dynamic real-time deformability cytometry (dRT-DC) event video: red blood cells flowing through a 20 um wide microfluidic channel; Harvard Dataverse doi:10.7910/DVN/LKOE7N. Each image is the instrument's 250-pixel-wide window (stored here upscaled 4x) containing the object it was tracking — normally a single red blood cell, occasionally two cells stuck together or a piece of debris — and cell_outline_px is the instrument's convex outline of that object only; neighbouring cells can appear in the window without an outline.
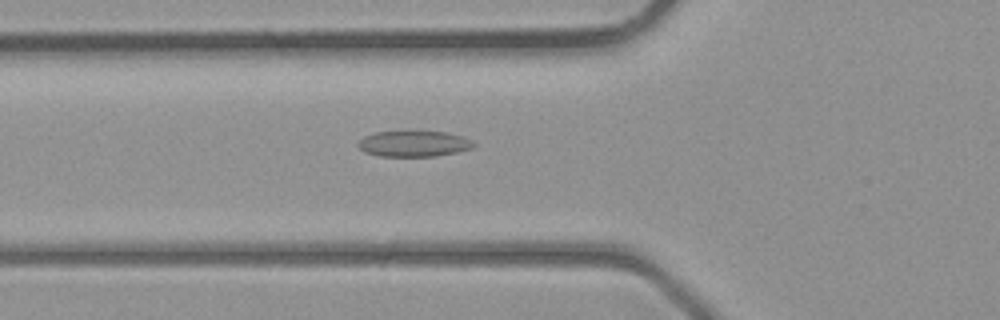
{"species": "common noctule bat (a hibernating species)", "species_latin": "Nyctalus noctula", "temperature_condition": "room temperature", "stored_images_in_passage": 30, "camera_frame_rate_fps": 3000, "um_per_image_px": 0.085, "animal": {"sex": "male", "body_mass_g": 23.1, "forearm_length_mm": 52.7}, "frame": {"image": 1, "passage_image": 5, "time_ms": 1.333, "image_size_px": [1000, 320], "cell_outline_px": [[476, 144], [472, 148], [456, 152], [436, 156], [380, 156], [364, 152], [356, 144], [364, 136], [376, 132], [448, 132], [472, 140]], "centroid_in_image_um": [35.17, 12.22], "position_along_channel_um": 90.6, "area_um2": 17.22}}
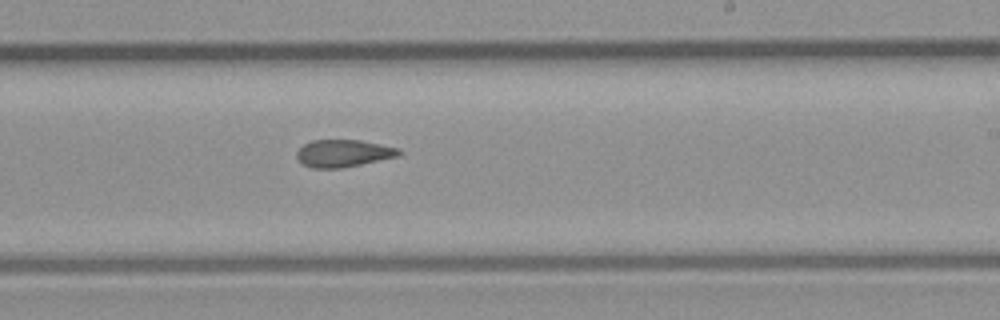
{"frame": {"image": 2, "passage_image": 15, "time_ms": 4.667, "image_size_px": [1000, 320], "cell_outline_px": [[404, 152], [400, 156], [340, 168], [312, 168], [304, 164], [296, 156], [296, 152], [304, 144], [312, 140], [360, 140], [400, 148]], "centroid_in_image_um": [29.23, 13.02], "position_along_channel_um": 259.8, "area_um2": 16.24}}
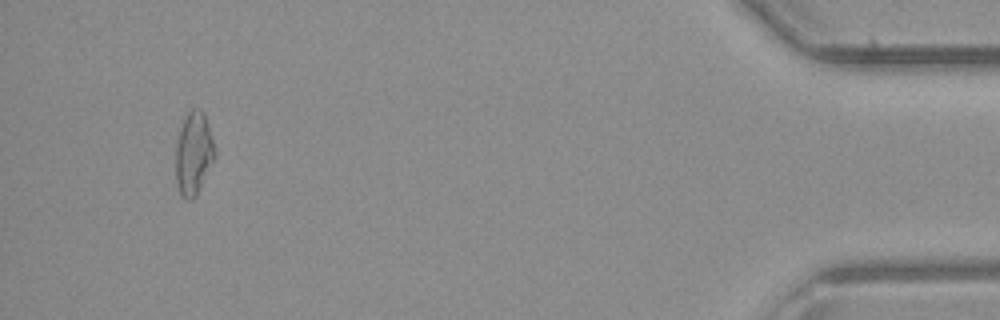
{"frame": {"image": 3, "passage_image": 29, "time_ms": 9.333, "image_size_px": [1000, 320], "cell_outline_px": [[216, 156], [196, 196], [192, 200], [188, 200], [180, 196], [176, 180], [176, 144], [184, 112], [192, 108], [200, 108], [204, 112], [216, 152]], "centroid_in_image_um": [16.45, 13.01], "position_along_channel_um": 418.8, "area_um2": 19.19}}